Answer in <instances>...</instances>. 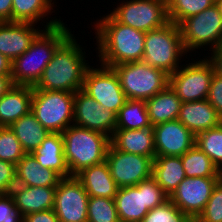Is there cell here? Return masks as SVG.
I'll use <instances>...</instances> for the list:
<instances>
[{
	"label": "cell",
	"mask_w": 222,
	"mask_h": 222,
	"mask_svg": "<svg viewBox=\"0 0 222 222\" xmlns=\"http://www.w3.org/2000/svg\"><path fill=\"white\" fill-rule=\"evenodd\" d=\"M46 24L45 30H41L27 51L12 61L13 85L34 87L54 52L71 35L61 20H50Z\"/></svg>",
	"instance_id": "obj_1"
},
{
	"label": "cell",
	"mask_w": 222,
	"mask_h": 222,
	"mask_svg": "<svg viewBox=\"0 0 222 222\" xmlns=\"http://www.w3.org/2000/svg\"><path fill=\"white\" fill-rule=\"evenodd\" d=\"M95 25L101 65L142 61L146 33L117 22L110 14Z\"/></svg>",
	"instance_id": "obj_2"
},
{
	"label": "cell",
	"mask_w": 222,
	"mask_h": 222,
	"mask_svg": "<svg viewBox=\"0 0 222 222\" xmlns=\"http://www.w3.org/2000/svg\"><path fill=\"white\" fill-rule=\"evenodd\" d=\"M72 34L57 48L33 89L75 93L83 88L89 65Z\"/></svg>",
	"instance_id": "obj_3"
},
{
	"label": "cell",
	"mask_w": 222,
	"mask_h": 222,
	"mask_svg": "<svg viewBox=\"0 0 222 222\" xmlns=\"http://www.w3.org/2000/svg\"><path fill=\"white\" fill-rule=\"evenodd\" d=\"M64 157L70 177L87 167L102 163L110 145V138L100 132L70 125L62 132Z\"/></svg>",
	"instance_id": "obj_4"
},
{
	"label": "cell",
	"mask_w": 222,
	"mask_h": 222,
	"mask_svg": "<svg viewBox=\"0 0 222 222\" xmlns=\"http://www.w3.org/2000/svg\"><path fill=\"white\" fill-rule=\"evenodd\" d=\"M186 54L178 25L168 22L146 32L143 59L146 64L171 75L179 67V58Z\"/></svg>",
	"instance_id": "obj_5"
},
{
	"label": "cell",
	"mask_w": 222,
	"mask_h": 222,
	"mask_svg": "<svg viewBox=\"0 0 222 222\" xmlns=\"http://www.w3.org/2000/svg\"><path fill=\"white\" fill-rule=\"evenodd\" d=\"M168 199L169 196L151 176L136 186L120 187L114 202L120 222H140L149 210Z\"/></svg>",
	"instance_id": "obj_6"
},
{
	"label": "cell",
	"mask_w": 222,
	"mask_h": 222,
	"mask_svg": "<svg viewBox=\"0 0 222 222\" xmlns=\"http://www.w3.org/2000/svg\"><path fill=\"white\" fill-rule=\"evenodd\" d=\"M119 77L127 99L148 100L169 85V75L144 61L129 62L112 67Z\"/></svg>",
	"instance_id": "obj_7"
},
{
	"label": "cell",
	"mask_w": 222,
	"mask_h": 222,
	"mask_svg": "<svg viewBox=\"0 0 222 222\" xmlns=\"http://www.w3.org/2000/svg\"><path fill=\"white\" fill-rule=\"evenodd\" d=\"M75 93L33 89L31 112L50 133H62L74 123Z\"/></svg>",
	"instance_id": "obj_8"
},
{
	"label": "cell",
	"mask_w": 222,
	"mask_h": 222,
	"mask_svg": "<svg viewBox=\"0 0 222 222\" xmlns=\"http://www.w3.org/2000/svg\"><path fill=\"white\" fill-rule=\"evenodd\" d=\"M179 28L186 52L210 43L213 49L222 45V14L216 3L185 19Z\"/></svg>",
	"instance_id": "obj_9"
},
{
	"label": "cell",
	"mask_w": 222,
	"mask_h": 222,
	"mask_svg": "<svg viewBox=\"0 0 222 222\" xmlns=\"http://www.w3.org/2000/svg\"><path fill=\"white\" fill-rule=\"evenodd\" d=\"M123 3L110 13L121 24L146 33L169 22L167 0H130Z\"/></svg>",
	"instance_id": "obj_10"
},
{
	"label": "cell",
	"mask_w": 222,
	"mask_h": 222,
	"mask_svg": "<svg viewBox=\"0 0 222 222\" xmlns=\"http://www.w3.org/2000/svg\"><path fill=\"white\" fill-rule=\"evenodd\" d=\"M214 73L207 58L196 63L194 61L169 75V86L182 103L206 100Z\"/></svg>",
	"instance_id": "obj_11"
},
{
	"label": "cell",
	"mask_w": 222,
	"mask_h": 222,
	"mask_svg": "<svg viewBox=\"0 0 222 222\" xmlns=\"http://www.w3.org/2000/svg\"><path fill=\"white\" fill-rule=\"evenodd\" d=\"M101 67L87 69L82 90L117 115L127 98L114 69L104 65Z\"/></svg>",
	"instance_id": "obj_12"
},
{
	"label": "cell",
	"mask_w": 222,
	"mask_h": 222,
	"mask_svg": "<svg viewBox=\"0 0 222 222\" xmlns=\"http://www.w3.org/2000/svg\"><path fill=\"white\" fill-rule=\"evenodd\" d=\"M105 161L119 188L136 186L152 176L153 160L150 157L119 151L111 143Z\"/></svg>",
	"instance_id": "obj_13"
},
{
	"label": "cell",
	"mask_w": 222,
	"mask_h": 222,
	"mask_svg": "<svg viewBox=\"0 0 222 222\" xmlns=\"http://www.w3.org/2000/svg\"><path fill=\"white\" fill-rule=\"evenodd\" d=\"M222 177H186L169 196V200L195 221L203 212L215 185Z\"/></svg>",
	"instance_id": "obj_14"
},
{
	"label": "cell",
	"mask_w": 222,
	"mask_h": 222,
	"mask_svg": "<svg viewBox=\"0 0 222 222\" xmlns=\"http://www.w3.org/2000/svg\"><path fill=\"white\" fill-rule=\"evenodd\" d=\"M89 195L75 177L62 178L55 192L53 211L59 222H87Z\"/></svg>",
	"instance_id": "obj_15"
},
{
	"label": "cell",
	"mask_w": 222,
	"mask_h": 222,
	"mask_svg": "<svg viewBox=\"0 0 222 222\" xmlns=\"http://www.w3.org/2000/svg\"><path fill=\"white\" fill-rule=\"evenodd\" d=\"M73 117L74 125L100 132L110 139L116 130L117 115L113 111L105 109L82 89L75 92L74 95Z\"/></svg>",
	"instance_id": "obj_16"
},
{
	"label": "cell",
	"mask_w": 222,
	"mask_h": 222,
	"mask_svg": "<svg viewBox=\"0 0 222 222\" xmlns=\"http://www.w3.org/2000/svg\"><path fill=\"white\" fill-rule=\"evenodd\" d=\"M156 157H181L195 145L196 136L179 120L153 126Z\"/></svg>",
	"instance_id": "obj_17"
},
{
	"label": "cell",
	"mask_w": 222,
	"mask_h": 222,
	"mask_svg": "<svg viewBox=\"0 0 222 222\" xmlns=\"http://www.w3.org/2000/svg\"><path fill=\"white\" fill-rule=\"evenodd\" d=\"M27 22H0V53L10 61L21 56L41 32Z\"/></svg>",
	"instance_id": "obj_18"
},
{
	"label": "cell",
	"mask_w": 222,
	"mask_h": 222,
	"mask_svg": "<svg viewBox=\"0 0 222 222\" xmlns=\"http://www.w3.org/2000/svg\"><path fill=\"white\" fill-rule=\"evenodd\" d=\"M177 120L195 136L222 123V118L207 99L181 103Z\"/></svg>",
	"instance_id": "obj_19"
},
{
	"label": "cell",
	"mask_w": 222,
	"mask_h": 222,
	"mask_svg": "<svg viewBox=\"0 0 222 222\" xmlns=\"http://www.w3.org/2000/svg\"><path fill=\"white\" fill-rule=\"evenodd\" d=\"M56 187H32L16 184L9 192L16 209L25 217L54 207Z\"/></svg>",
	"instance_id": "obj_20"
},
{
	"label": "cell",
	"mask_w": 222,
	"mask_h": 222,
	"mask_svg": "<svg viewBox=\"0 0 222 222\" xmlns=\"http://www.w3.org/2000/svg\"><path fill=\"white\" fill-rule=\"evenodd\" d=\"M110 143L122 152L150 157L152 160L156 157L153 127L115 130Z\"/></svg>",
	"instance_id": "obj_21"
},
{
	"label": "cell",
	"mask_w": 222,
	"mask_h": 222,
	"mask_svg": "<svg viewBox=\"0 0 222 222\" xmlns=\"http://www.w3.org/2000/svg\"><path fill=\"white\" fill-rule=\"evenodd\" d=\"M33 87L12 85L0 98V126L12 123L31 111Z\"/></svg>",
	"instance_id": "obj_22"
},
{
	"label": "cell",
	"mask_w": 222,
	"mask_h": 222,
	"mask_svg": "<svg viewBox=\"0 0 222 222\" xmlns=\"http://www.w3.org/2000/svg\"><path fill=\"white\" fill-rule=\"evenodd\" d=\"M75 177L82 183L89 197L114 199L119 189L106 161L83 169Z\"/></svg>",
	"instance_id": "obj_23"
},
{
	"label": "cell",
	"mask_w": 222,
	"mask_h": 222,
	"mask_svg": "<svg viewBox=\"0 0 222 222\" xmlns=\"http://www.w3.org/2000/svg\"><path fill=\"white\" fill-rule=\"evenodd\" d=\"M62 178L53 170L41 167L33 154H25L16 164V184L32 187H57Z\"/></svg>",
	"instance_id": "obj_24"
},
{
	"label": "cell",
	"mask_w": 222,
	"mask_h": 222,
	"mask_svg": "<svg viewBox=\"0 0 222 222\" xmlns=\"http://www.w3.org/2000/svg\"><path fill=\"white\" fill-rule=\"evenodd\" d=\"M32 154L41 167L55 171L61 178L70 177L64 157L62 133H50Z\"/></svg>",
	"instance_id": "obj_25"
},
{
	"label": "cell",
	"mask_w": 222,
	"mask_h": 222,
	"mask_svg": "<svg viewBox=\"0 0 222 222\" xmlns=\"http://www.w3.org/2000/svg\"><path fill=\"white\" fill-rule=\"evenodd\" d=\"M152 177L170 196L182 180L186 178L181 157H155L152 165Z\"/></svg>",
	"instance_id": "obj_26"
},
{
	"label": "cell",
	"mask_w": 222,
	"mask_h": 222,
	"mask_svg": "<svg viewBox=\"0 0 222 222\" xmlns=\"http://www.w3.org/2000/svg\"><path fill=\"white\" fill-rule=\"evenodd\" d=\"M145 102L152 126L176 120L182 103L169 85Z\"/></svg>",
	"instance_id": "obj_27"
},
{
	"label": "cell",
	"mask_w": 222,
	"mask_h": 222,
	"mask_svg": "<svg viewBox=\"0 0 222 222\" xmlns=\"http://www.w3.org/2000/svg\"><path fill=\"white\" fill-rule=\"evenodd\" d=\"M9 127L20 141L26 154H32L48 134H50V132L37 121L31 111L12 123Z\"/></svg>",
	"instance_id": "obj_28"
},
{
	"label": "cell",
	"mask_w": 222,
	"mask_h": 222,
	"mask_svg": "<svg viewBox=\"0 0 222 222\" xmlns=\"http://www.w3.org/2000/svg\"><path fill=\"white\" fill-rule=\"evenodd\" d=\"M153 127L150 123L146 102L127 99L116 117V130H137Z\"/></svg>",
	"instance_id": "obj_29"
},
{
	"label": "cell",
	"mask_w": 222,
	"mask_h": 222,
	"mask_svg": "<svg viewBox=\"0 0 222 222\" xmlns=\"http://www.w3.org/2000/svg\"><path fill=\"white\" fill-rule=\"evenodd\" d=\"M186 177H222L213 161L196 145L181 156Z\"/></svg>",
	"instance_id": "obj_30"
},
{
	"label": "cell",
	"mask_w": 222,
	"mask_h": 222,
	"mask_svg": "<svg viewBox=\"0 0 222 222\" xmlns=\"http://www.w3.org/2000/svg\"><path fill=\"white\" fill-rule=\"evenodd\" d=\"M51 2L52 0H12V22L37 23L51 12L54 4Z\"/></svg>",
	"instance_id": "obj_31"
},
{
	"label": "cell",
	"mask_w": 222,
	"mask_h": 222,
	"mask_svg": "<svg viewBox=\"0 0 222 222\" xmlns=\"http://www.w3.org/2000/svg\"><path fill=\"white\" fill-rule=\"evenodd\" d=\"M216 0H167V16L170 22L180 25L185 19L211 7Z\"/></svg>",
	"instance_id": "obj_32"
},
{
	"label": "cell",
	"mask_w": 222,
	"mask_h": 222,
	"mask_svg": "<svg viewBox=\"0 0 222 222\" xmlns=\"http://www.w3.org/2000/svg\"><path fill=\"white\" fill-rule=\"evenodd\" d=\"M195 145L222 171V123L196 135Z\"/></svg>",
	"instance_id": "obj_33"
},
{
	"label": "cell",
	"mask_w": 222,
	"mask_h": 222,
	"mask_svg": "<svg viewBox=\"0 0 222 222\" xmlns=\"http://www.w3.org/2000/svg\"><path fill=\"white\" fill-rule=\"evenodd\" d=\"M87 222H120L114 199L89 197Z\"/></svg>",
	"instance_id": "obj_34"
},
{
	"label": "cell",
	"mask_w": 222,
	"mask_h": 222,
	"mask_svg": "<svg viewBox=\"0 0 222 222\" xmlns=\"http://www.w3.org/2000/svg\"><path fill=\"white\" fill-rule=\"evenodd\" d=\"M26 153L10 127L0 126V160L17 164Z\"/></svg>",
	"instance_id": "obj_35"
},
{
	"label": "cell",
	"mask_w": 222,
	"mask_h": 222,
	"mask_svg": "<svg viewBox=\"0 0 222 222\" xmlns=\"http://www.w3.org/2000/svg\"><path fill=\"white\" fill-rule=\"evenodd\" d=\"M140 222H194L169 199L155 207Z\"/></svg>",
	"instance_id": "obj_36"
},
{
	"label": "cell",
	"mask_w": 222,
	"mask_h": 222,
	"mask_svg": "<svg viewBox=\"0 0 222 222\" xmlns=\"http://www.w3.org/2000/svg\"><path fill=\"white\" fill-rule=\"evenodd\" d=\"M194 222H222V178L215 185L203 212Z\"/></svg>",
	"instance_id": "obj_37"
},
{
	"label": "cell",
	"mask_w": 222,
	"mask_h": 222,
	"mask_svg": "<svg viewBox=\"0 0 222 222\" xmlns=\"http://www.w3.org/2000/svg\"><path fill=\"white\" fill-rule=\"evenodd\" d=\"M24 217L16 209L12 196L0 194V222H22Z\"/></svg>",
	"instance_id": "obj_38"
},
{
	"label": "cell",
	"mask_w": 222,
	"mask_h": 222,
	"mask_svg": "<svg viewBox=\"0 0 222 222\" xmlns=\"http://www.w3.org/2000/svg\"><path fill=\"white\" fill-rule=\"evenodd\" d=\"M16 185V165L0 160V194H8Z\"/></svg>",
	"instance_id": "obj_39"
},
{
	"label": "cell",
	"mask_w": 222,
	"mask_h": 222,
	"mask_svg": "<svg viewBox=\"0 0 222 222\" xmlns=\"http://www.w3.org/2000/svg\"><path fill=\"white\" fill-rule=\"evenodd\" d=\"M207 100L214 106L217 113L222 118V77L215 73L211 80Z\"/></svg>",
	"instance_id": "obj_40"
},
{
	"label": "cell",
	"mask_w": 222,
	"mask_h": 222,
	"mask_svg": "<svg viewBox=\"0 0 222 222\" xmlns=\"http://www.w3.org/2000/svg\"><path fill=\"white\" fill-rule=\"evenodd\" d=\"M24 220L26 222H59L53 209L30 213L24 217Z\"/></svg>",
	"instance_id": "obj_41"
},
{
	"label": "cell",
	"mask_w": 222,
	"mask_h": 222,
	"mask_svg": "<svg viewBox=\"0 0 222 222\" xmlns=\"http://www.w3.org/2000/svg\"><path fill=\"white\" fill-rule=\"evenodd\" d=\"M211 49L213 55L208 61L212 64L215 74L222 77V45Z\"/></svg>",
	"instance_id": "obj_42"
},
{
	"label": "cell",
	"mask_w": 222,
	"mask_h": 222,
	"mask_svg": "<svg viewBox=\"0 0 222 222\" xmlns=\"http://www.w3.org/2000/svg\"><path fill=\"white\" fill-rule=\"evenodd\" d=\"M12 21V0H0V22Z\"/></svg>",
	"instance_id": "obj_43"
},
{
	"label": "cell",
	"mask_w": 222,
	"mask_h": 222,
	"mask_svg": "<svg viewBox=\"0 0 222 222\" xmlns=\"http://www.w3.org/2000/svg\"><path fill=\"white\" fill-rule=\"evenodd\" d=\"M12 61L0 53V75H11Z\"/></svg>",
	"instance_id": "obj_44"
},
{
	"label": "cell",
	"mask_w": 222,
	"mask_h": 222,
	"mask_svg": "<svg viewBox=\"0 0 222 222\" xmlns=\"http://www.w3.org/2000/svg\"><path fill=\"white\" fill-rule=\"evenodd\" d=\"M12 85L11 75H0V98Z\"/></svg>",
	"instance_id": "obj_45"
},
{
	"label": "cell",
	"mask_w": 222,
	"mask_h": 222,
	"mask_svg": "<svg viewBox=\"0 0 222 222\" xmlns=\"http://www.w3.org/2000/svg\"><path fill=\"white\" fill-rule=\"evenodd\" d=\"M216 4L218 5L220 12L222 14V0H216Z\"/></svg>",
	"instance_id": "obj_46"
}]
</instances>
